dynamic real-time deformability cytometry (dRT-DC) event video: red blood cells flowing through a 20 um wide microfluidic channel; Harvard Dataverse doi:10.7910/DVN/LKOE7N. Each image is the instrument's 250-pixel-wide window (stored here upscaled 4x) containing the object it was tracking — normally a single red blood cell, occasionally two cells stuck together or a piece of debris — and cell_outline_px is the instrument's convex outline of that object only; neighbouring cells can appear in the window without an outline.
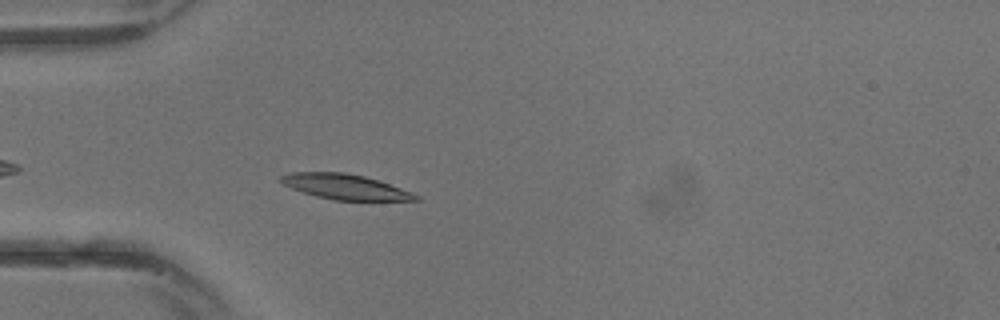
{"species": "common noctule bat (a hibernating species)", "species_latin": "Nyctalus noctula", "temperature_condition": "warm", "stored_images_in_passage": 8, "camera_frame_rate_fps": 3000, "um_per_image_px": 0.085, "animal": {"sex": "male", "body_mass_g": 13.3}, "frame": {"image": 1, "passage_image": 2, "time_ms": 0.333, "image_size_px": [1000, 320], "cell_outline_px": [[420, 200], [332, 200], [316, 196], [292, 188], [284, 184], [280, 180], [280, 176], [288, 172], [344, 172], [364, 176], [412, 192], [420, 196]], "centroid_in_image_um": [29.32, 15.87], "position_along_channel_um": 55.7, "area_um2": 19.54}}
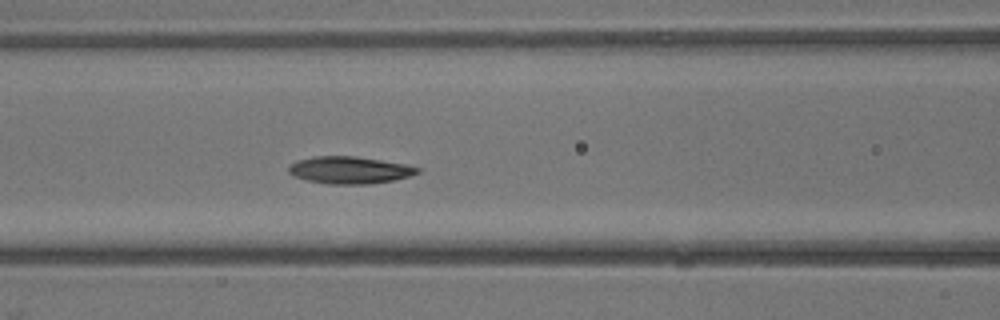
{"frame": {"image": 2, "passage_image": 6, "time_ms": 1.667, "image_size_px": [1000, 320], "cell_outline_px": [[420, 172], [408, 176], [392, 180], [368, 184], [328, 184], [308, 180], [292, 176], [288, 172], [288, 168], [296, 160], [312, 156], [356, 156], [404, 164], [420, 168]], "centroid_in_image_um": [29.67, 14.45], "position_along_channel_um": 136.9, "area_um2": 20.29}}
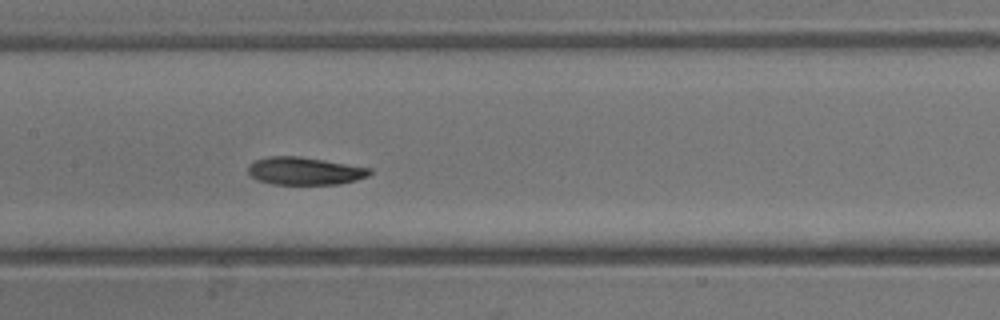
{"frame": {"image": 3, "passage_image": 8, "time_ms": 2.333, "image_size_px": [1000, 320], "cell_outline_px": [[372, 172], [368, 176], [356, 180], [340, 184], [272, 184], [256, 180], [248, 172], [248, 164], [256, 160], [268, 156], [300, 156], [372, 168]], "centroid_in_image_um": [25.9, 14.53], "position_along_channel_um": 181.5, "area_um2": 19.71}}